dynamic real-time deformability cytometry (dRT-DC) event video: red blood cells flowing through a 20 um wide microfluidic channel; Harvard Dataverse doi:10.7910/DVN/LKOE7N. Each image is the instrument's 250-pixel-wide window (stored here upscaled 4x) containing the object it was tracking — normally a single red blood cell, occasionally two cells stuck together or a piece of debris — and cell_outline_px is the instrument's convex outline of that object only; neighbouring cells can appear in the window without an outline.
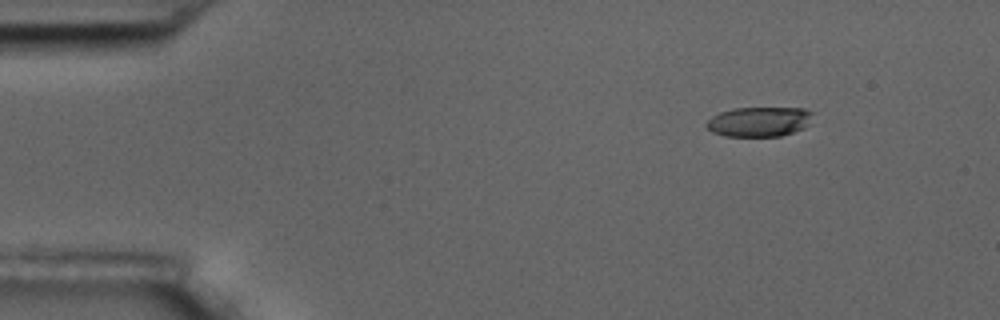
{"species": "common noctule bat (a hibernating species)", "species_latin": "Nyctalus noctula", "temperature_condition": "room temperature", "stored_images_in_passage": 6, "camera_frame_rate_fps": 3000, "um_per_image_px": 0.085, "animal": {"sex": "male", "body_mass_g": 17.5, "forearm_length_mm": 52.3}, "frame": {"image": 1, "passage_image": 3, "time_ms": 2.333, "image_size_px": [1000, 320], "cell_outline_px": [[812, 112], [808, 124], [804, 128], [780, 136], [724, 136], [712, 132], [704, 124], [712, 116], [720, 112], [732, 108], [804, 108]], "centroid_in_image_um": [64.49, 10.34], "position_along_channel_um": 20.5, "area_um2": 18.38}}
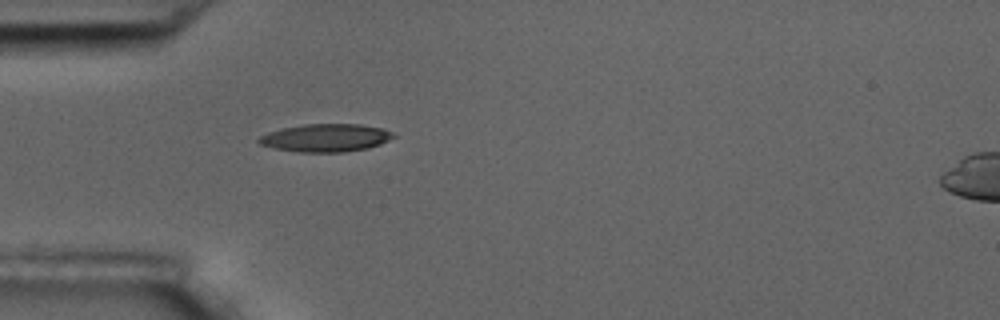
{"frame": {"image": 2, "passage_image": 6, "time_ms": 5.667, "image_size_px": [1000, 320], "cell_outline_px": [[396, 136], [380, 144], [368, 148], [344, 152], [300, 152], [272, 148], [260, 144], [256, 140], [260, 136], [268, 132], [280, 128], [304, 124], [360, 124], [384, 128], [392, 132]], "centroid_in_image_um": [27.67, 11.71], "position_along_channel_um": 57.3, "area_um2": 22.02}}